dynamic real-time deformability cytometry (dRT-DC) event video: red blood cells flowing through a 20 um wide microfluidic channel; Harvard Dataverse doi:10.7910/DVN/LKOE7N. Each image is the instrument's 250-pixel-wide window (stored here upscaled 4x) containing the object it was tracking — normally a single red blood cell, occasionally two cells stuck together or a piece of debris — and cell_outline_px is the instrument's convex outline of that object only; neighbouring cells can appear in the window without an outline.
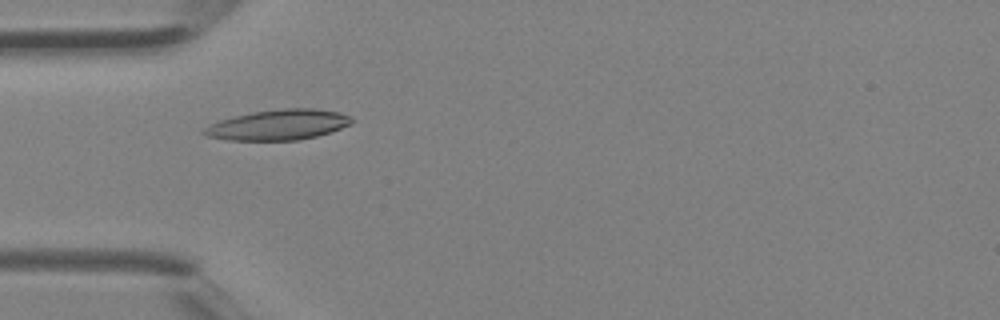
{"species": "Egyptian fruit bat (a non-hibernating species)", "species_latin": "Rousettus aegyptiacus", "temperature_condition": "room temperature", "stored_images_in_passage": 1, "camera_frame_rate_fps": 3000, "um_per_image_px": 0.085, "animal": {"sex": "female"}, "frame": {"image": 1, "passage_image": 1, "time_ms": 0.0, "image_size_px": [1000, 320], "cell_outline_px": [[352, 124], [332, 132], [300, 140], [228, 140], [204, 136], [200, 132], [208, 124], [220, 120], [252, 112], [284, 108], [312, 108], [340, 112], [352, 116]], "centroid_in_image_um": [23.66, 10.61], "position_along_channel_um": 61.3, "area_um2": 26.36}}